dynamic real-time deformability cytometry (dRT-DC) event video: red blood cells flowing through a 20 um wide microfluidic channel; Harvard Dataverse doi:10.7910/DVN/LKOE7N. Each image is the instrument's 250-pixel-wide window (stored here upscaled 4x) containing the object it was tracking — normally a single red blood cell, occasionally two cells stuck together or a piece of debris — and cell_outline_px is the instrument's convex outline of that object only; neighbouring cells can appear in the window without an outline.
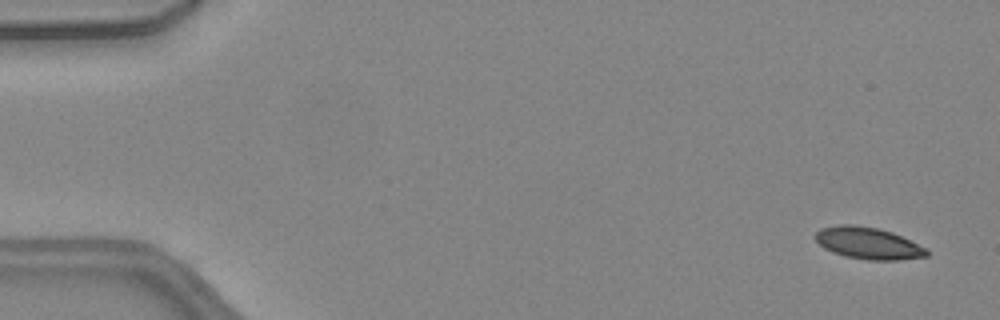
{"species": "common noctule bat (a hibernating species)", "species_latin": "Nyctalus noctula", "temperature_condition": "warm", "stored_images_in_passage": 17, "camera_frame_rate_fps": 3000, "um_per_image_px": 0.085, "animal": {"sex": "female", "body_mass_g": 24.6, "forearm_length_mm": 56.2}, "frame": {"image": 1, "passage_image": 3, "time_ms": 0.667, "image_size_px": [1000, 320], "cell_outline_px": [[928, 256], [900, 260], [868, 260], [844, 256], [832, 252], [824, 248], [816, 240], [816, 232], [820, 228], [840, 224], [852, 224], [876, 228], [892, 232], [928, 248]], "centroid_in_image_um": [73.81, 20.67], "position_along_channel_um": 11.2, "area_um2": 20.69}}